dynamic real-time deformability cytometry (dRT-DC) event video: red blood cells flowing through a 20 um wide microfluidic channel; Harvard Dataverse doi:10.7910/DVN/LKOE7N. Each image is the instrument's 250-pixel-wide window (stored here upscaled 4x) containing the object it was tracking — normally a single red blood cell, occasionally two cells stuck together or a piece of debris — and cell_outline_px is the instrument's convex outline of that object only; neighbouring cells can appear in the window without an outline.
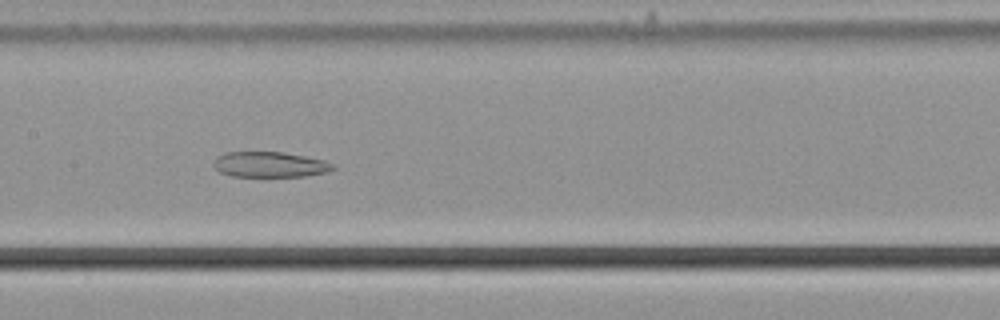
{"species": "common noctule bat (a hibernating species)", "species_latin": "Nyctalus noctula", "temperature_condition": "cold", "stored_images_in_passage": 58, "camera_frame_rate_fps": 3000, "um_per_image_px": 0.085, "animal": {"sex": "male", "body_mass_g": 21.5, "forearm_length_mm": 52.0}, "frame": {"image": 1, "passage_image": 30, "time_ms": 9.667, "image_size_px": [1000, 320], "cell_outline_px": [[336, 168], [328, 172], [304, 176], [232, 176], [220, 172], [212, 164], [216, 156], [224, 152], [284, 152], [324, 160], [336, 164]], "centroid_in_image_um": [22.95, 13.98], "position_along_channel_um": 184.5, "area_um2": 17.8}}
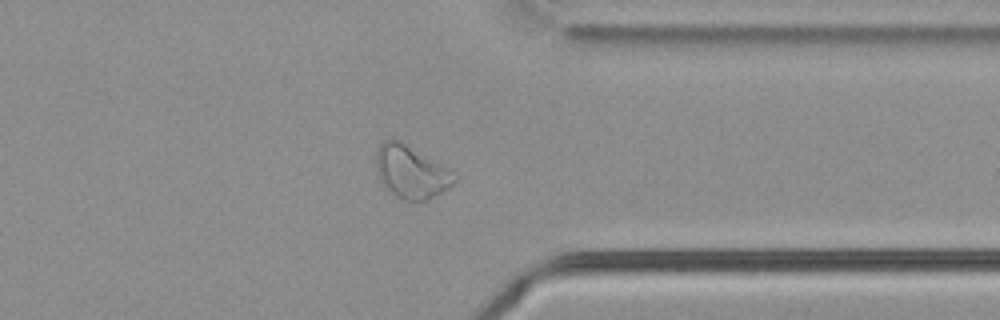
{"frame": {"image": 2, "passage_image": 46, "time_ms": 15.0, "image_size_px": [1000, 320], "cell_outline_px": [[460, 176], [448, 188], [424, 204], [404, 200], [388, 192], [384, 188], [376, 168], [376, 152], [380, 144], [384, 140], [392, 136], [400, 140]], "centroid_in_image_um": [34.94, 14.65], "position_along_channel_um": 376.5, "area_um2": 24.57}}
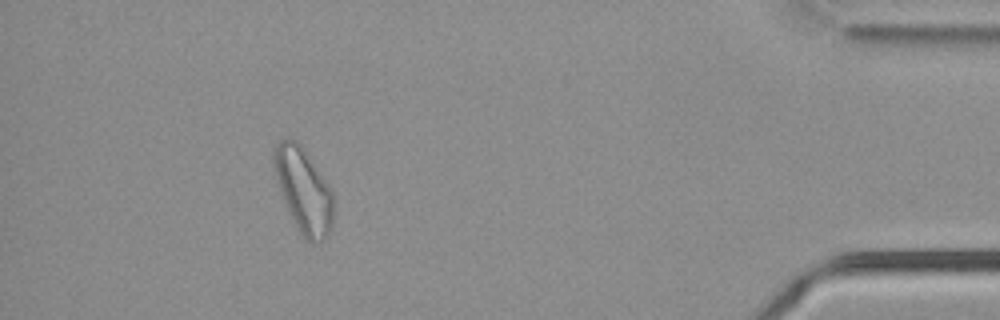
{"frame": {"image": 3, "passage_image": 53, "time_ms": 17.333, "image_size_px": [1000, 320], "cell_outline_px": [[336, 216], [332, 228], [328, 236], [324, 240], [312, 244], [304, 240], [296, 228], [288, 212], [276, 180], [272, 168], [272, 148], [280, 140], [288, 136], [296, 140], [300, 144], [328, 184], [336, 200]], "centroid_in_image_um": [25.82, 16.23], "position_along_channel_um": 409.4, "area_um2": 30.58}}